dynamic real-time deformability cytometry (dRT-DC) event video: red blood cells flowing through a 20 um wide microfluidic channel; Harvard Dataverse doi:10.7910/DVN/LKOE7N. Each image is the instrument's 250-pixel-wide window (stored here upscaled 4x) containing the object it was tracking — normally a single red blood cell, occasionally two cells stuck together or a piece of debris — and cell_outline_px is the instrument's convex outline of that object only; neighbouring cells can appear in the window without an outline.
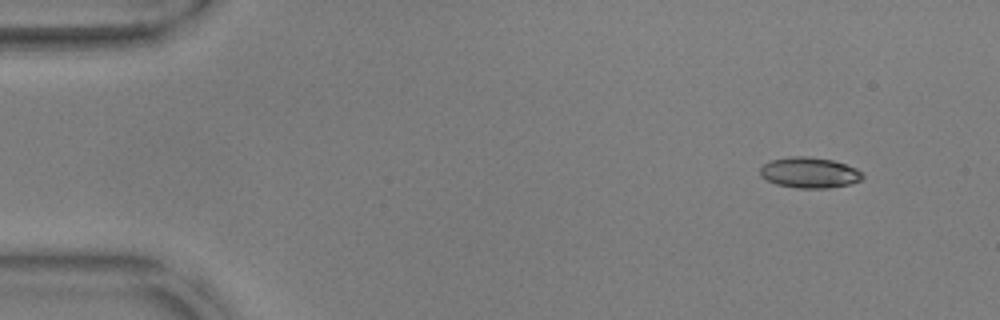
{"species": "common noctule bat (a hibernating species)", "species_latin": "Nyctalus noctula", "temperature_condition": "warm", "stored_images_in_passage": 52, "camera_frame_rate_fps": 3000, "um_per_image_px": 0.085, "animal": {"sex": "male", "body_mass_g": 17.9, "forearm_length_mm": 54.2}, "frame": {"image": 1, "passage_image": 1, "time_ms": 0.0, "image_size_px": [1000, 320], "cell_outline_px": [[860, 176], [856, 180], [844, 184], [784, 184], [772, 180], [764, 176], [776, 160], [828, 160], [844, 164], [852, 168]], "centroid_in_image_um": [68.94, 14.66], "position_along_channel_um": 16.1, "area_um2": 13.81}}
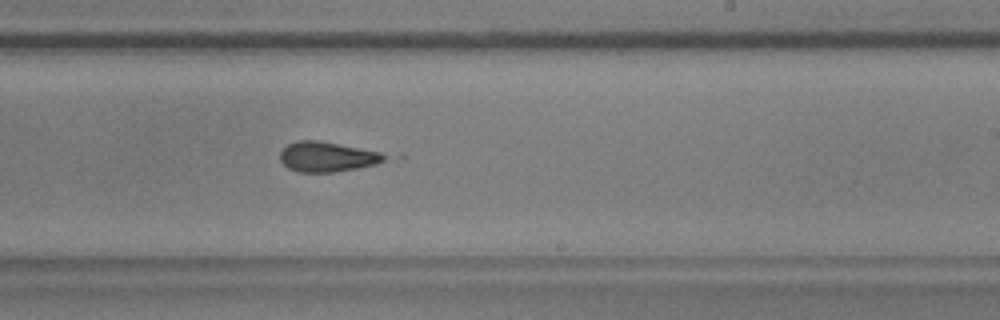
{"frame": {"image": 2, "passage_image": 30, "time_ms": 9.667, "image_size_px": [1000, 320], "cell_outline_px": [[380, 160], [368, 164], [344, 168], [316, 172], [312, 172], [292, 168], [280, 156], [284, 148], [292, 144], [332, 144], [372, 152], [380, 156]], "centroid_in_image_um": [27.68, 13.35], "position_along_channel_um": 261.3, "area_um2": 14.68}}
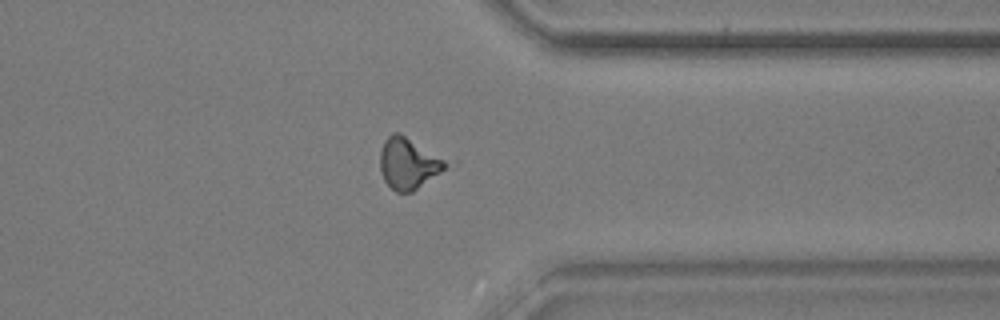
{"frame": {"image": 3, "passage_image": 40, "time_ms": 13.0, "image_size_px": [1000, 320], "cell_outline_px": [[444, 168], [408, 192], [400, 192], [392, 188], [388, 184], [384, 176], [384, 144], [392, 136], [400, 136], [440, 160], [444, 164]], "centroid_in_image_um": [34.67, 13.99], "position_along_channel_um": 376.7, "area_um2": 16.07}, "authors_computed_cell_mechanics": {"area_um2": 14.9124, "velocity_mm_per_s": 3.6003, "shape_relaxation_time_tau1_ms": null, "shape_relaxation_time_tau2_ms": 2.8681, "deformation_change_tau1": null, "deformation_change_tau2": 0.1165}}